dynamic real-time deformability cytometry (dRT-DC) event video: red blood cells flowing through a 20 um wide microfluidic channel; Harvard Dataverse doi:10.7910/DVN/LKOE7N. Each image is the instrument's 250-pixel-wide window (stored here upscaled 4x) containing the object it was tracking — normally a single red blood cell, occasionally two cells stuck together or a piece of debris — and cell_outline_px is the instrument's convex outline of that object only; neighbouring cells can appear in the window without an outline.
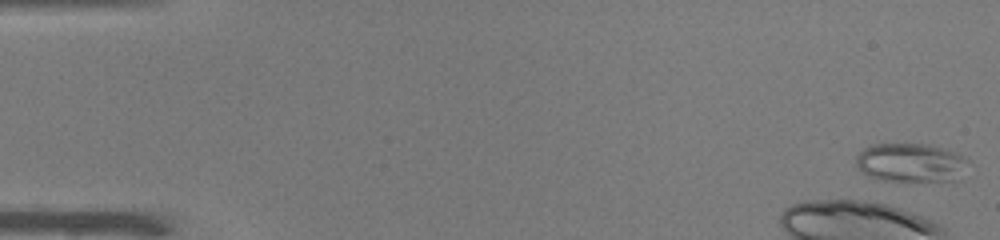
{"species": "common noctule bat (a hibernating species)", "species_latin": "Nyctalus noctula", "temperature_condition": "warm", "stored_images_in_passage": 5, "camera_frame_rate_fps": 3000, "um_per_image_px": 0.085, "animal": {"sex": "male", "body_mass_g": 19.0, "forearm_length_mm": 50.8}, "frame": {"image": 1, "passage_image": 1, "time_ms": 0.0, "image_size_px": [1000, 240], "cell_outline_px": [[968, 160], [960, 180], [884, 180], [868, 176], [860, 172], [856, 164], [856, 156], [868, 144], [932, 144], [968, 156]], "centroid_in_image_um": [77.43, 13.8], "position_along_channel_um": 7.6, "area_um2": 25.55}}